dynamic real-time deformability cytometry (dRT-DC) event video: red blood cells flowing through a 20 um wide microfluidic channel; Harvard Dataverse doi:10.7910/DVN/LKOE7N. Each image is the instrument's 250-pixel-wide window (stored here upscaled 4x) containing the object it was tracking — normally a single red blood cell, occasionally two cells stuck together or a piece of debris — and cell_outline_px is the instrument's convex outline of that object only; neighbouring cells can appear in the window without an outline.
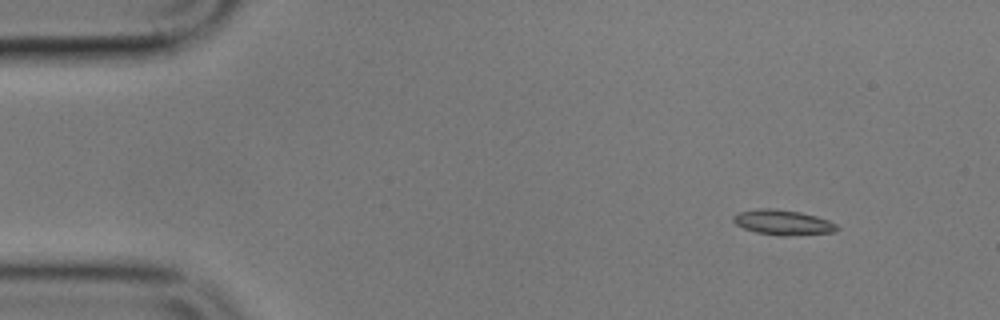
{"species": "common noctule bat (a hibernating species)", "species_latin": "Nyctalus noctula", "temperature_condition": "cold", "stored_images_in_passage": 6, "camera_frame_rate_fps": 3000, "um_per_image_px": 0.085, "animal": {"sex": "male", "body_mass_g": 17.9}, "frame": {"image": 1, "passage_image": 2, "time_ms": 1.0, "image_size_px": [1000, 320], "cell_outline_px": [[840, 228], [832, 232], [788, 236], [780, 236], [756, 232], [744, 228], [736, 224], [732, 220], [732, 216], [740, 212], [760, 208], [776, 208], [800, 212], [816, 216], [828, 220], [836, 224]], "centroid_in_image_um": [66.54, 18.9], "position_along_channel_um": 18.5, "area_um2": 15.14}}
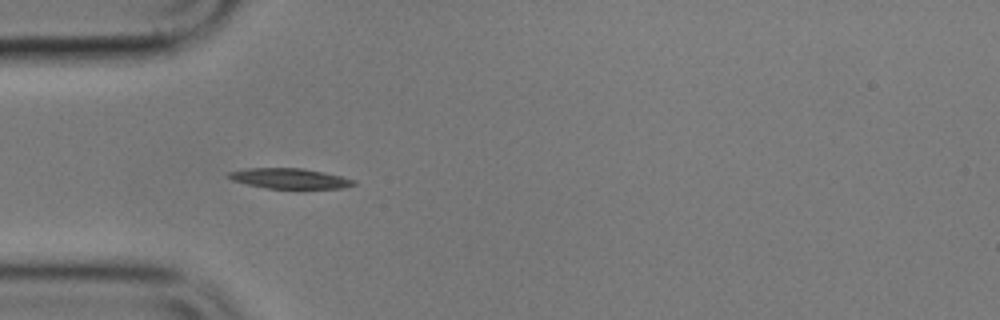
{"frame": {"image": 2, "passage_image": 5, "time_ms": 4.667, "image_size_px": [1000, 320], "cell_outline_px": [[356, 184], [344, 188], [264, 188], [232, 180], [228, 176], [228, 172], [248, 168], [304, 168], [324, 172], [356, 180]], "centroid_in_image_um": [24.64, 15.16], "position_along_channel_um": 60.4, "area_um2": 14.68}}
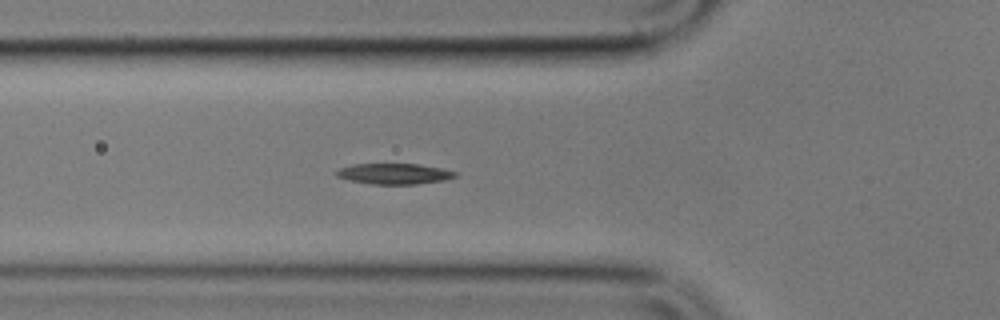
{"frame": {"image": 3, "passage_image": 6, "time_ms": 5.667, "image_size_px": [1000, 320], "cell_outline_px": [[456, 176], [444, 180], [416, 184], [372, 184], [348, 180], [336, 176], [336, 172], [340, 168], [352, 164], [420, 164], [444, 168], [456, 172]], "centroid_in_image_um": [33.51, 14.76], "position_along_channel_um": 92.3, "area_um2": 14.33}}